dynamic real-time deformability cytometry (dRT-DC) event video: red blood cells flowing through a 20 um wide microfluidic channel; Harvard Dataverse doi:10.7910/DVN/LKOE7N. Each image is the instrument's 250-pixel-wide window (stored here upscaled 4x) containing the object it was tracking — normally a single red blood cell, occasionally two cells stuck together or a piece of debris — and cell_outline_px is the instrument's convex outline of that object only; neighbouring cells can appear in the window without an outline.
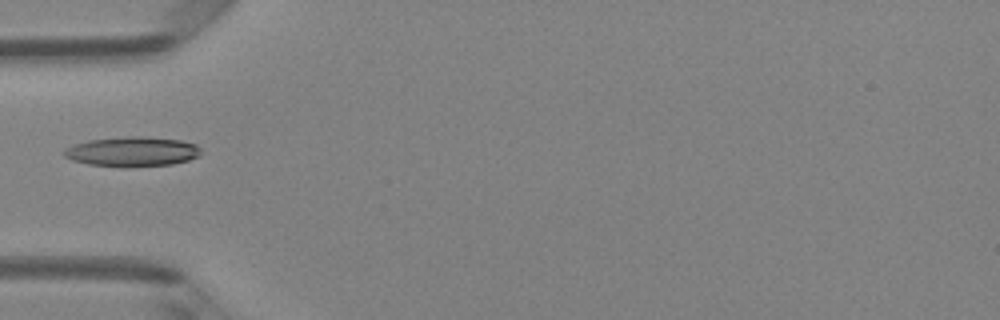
{"species": "Egyptian fruit bat (a non-hibernating species)", "species_latin": "Rousettus aegyptiacus", "temperature_condition": "room temperature", "stored_images_in_passage": 34, "camera_frame_rate_fps": 3000, "um_per_image_px": 0.085, "animal": {"sex": "female"}, "frame": {"image": 1, "passage_image": 1, "time_ms": 0.0, "image_size_px": [1000, 320], "cell_outline_px": [[200, 156], [188, 160], [172, 164], [88, 164], [72, 160], [64, 156], [64, 148], [88, 140], [132, 136], [140, 136], [180, 140], [196, 144], [200, 148]], "centroid_in_image_um": [11.26, 12.84], "position_along_channel_um": 73.7, "area_um2": 22.6}}
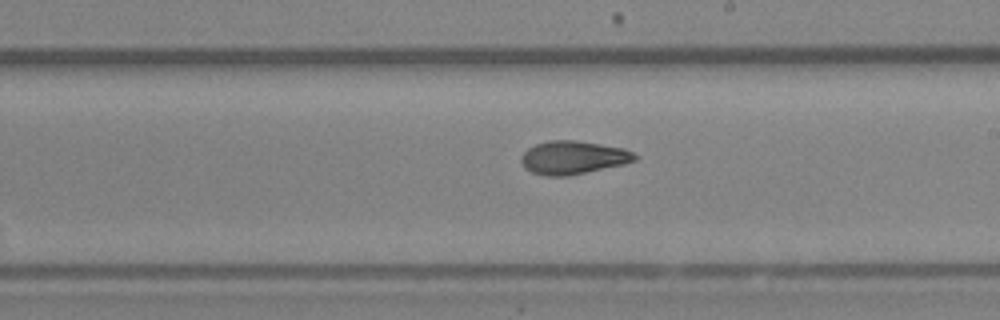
{"frame": {"image": 2, "passage_image": 13, "time_ms": 4.0, "image_size_px": [1000, 320], "cell_outline_px": [[640, 156], [636, 160], [624, 164], [568, 176], [544, 176], [532, 172], [524, 168], [520, 160], [520, 156], [528, 148], [536, 144], [548, 140], [576, 140], [624, 148]], "centroid_in_image_um": [48.7, 13.39], "position_along_channel_um": 240.3, "area_um2": 22.2}}
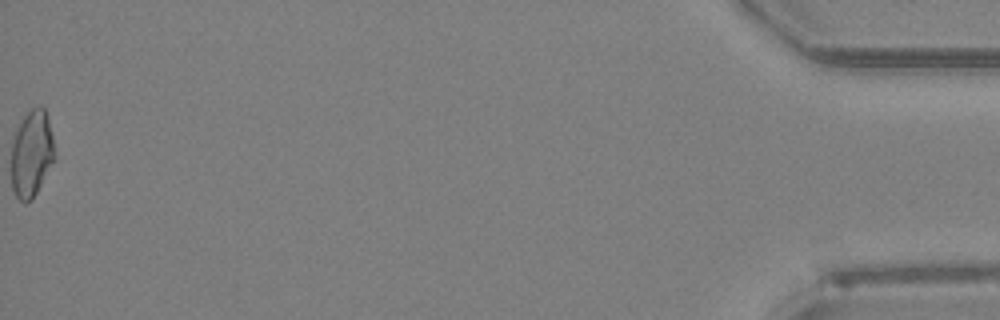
{"frame": {"image": 3, "passage_image": 34, "time_ms": 11.0, "image_size_px": [1000, 320], "cell_outline_px": [[56, 160], [32, 200], [24, 204], [16, 196], [12, 188], [12, 140], [16, 128], [24, 116], [32, 108], [40, 104], [44, 108], [48, 120], [52, 136], [56, 156]], "centroid_in_image_um": [2.7, 13.08], "position_along_channel_um": 432.5, "area_um2": 22.2}}